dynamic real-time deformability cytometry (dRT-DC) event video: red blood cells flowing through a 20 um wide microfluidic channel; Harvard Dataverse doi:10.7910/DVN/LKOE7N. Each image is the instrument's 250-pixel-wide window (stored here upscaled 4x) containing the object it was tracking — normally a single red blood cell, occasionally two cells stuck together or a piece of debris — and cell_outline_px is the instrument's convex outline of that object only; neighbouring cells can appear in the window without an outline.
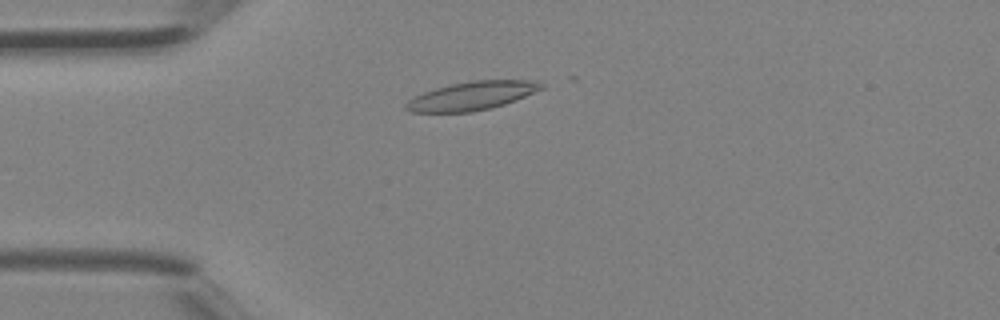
{"species": "Egyptian fruit bat (a non-hibernating species)", "species_latin": "Rousettus aegyptiacus", "temperature_condition": "room temperature", "stored_images_in_passage": 8, "camera_frame_rate_fps": 3000, "um_per_image_px": 0.085, "animal": {"sex": "female"}, "frame": {"image": 1, "passage_image": 2, "time_ms": 0.333, "image_size_px": [1000, 320], "cell_outline_px": [[544, 88], [516, 100], [492, 108], [472, 112], [412, 112], [404, 108], [404, 104], [408, 100], [424, 92], [436, 88], [452, 84], [472, 80], [532, 80], [544, 84]], "centroid_in_image_um": [40.12, 8.15], "position_along_channel_um": 44.9, "area_um2": 22.43}}
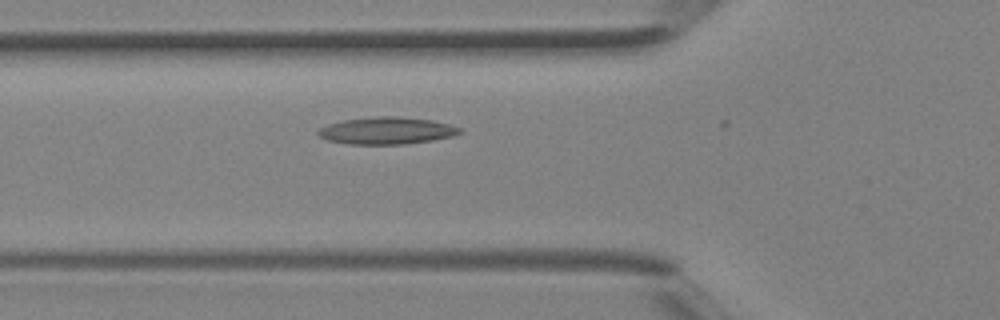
{"frame": {"image": 2, "passage_image": 6, "time_ms": 1.667, "image_size_px": [1000, 320], "cell_outline_px": [[464, 132], [452, 136], [432, 140], [404, 144], [348, 144], [328, 140], [320, 136], [316, 132], [320, 128], [328, 124], [344, 120], [376, 116], [396, 116], [432, 120], [464, 128]], "centroid_in_image_um": [32.9, 11.1], "position_along_channel_um": 92.9, "area_um2": 22.37}}